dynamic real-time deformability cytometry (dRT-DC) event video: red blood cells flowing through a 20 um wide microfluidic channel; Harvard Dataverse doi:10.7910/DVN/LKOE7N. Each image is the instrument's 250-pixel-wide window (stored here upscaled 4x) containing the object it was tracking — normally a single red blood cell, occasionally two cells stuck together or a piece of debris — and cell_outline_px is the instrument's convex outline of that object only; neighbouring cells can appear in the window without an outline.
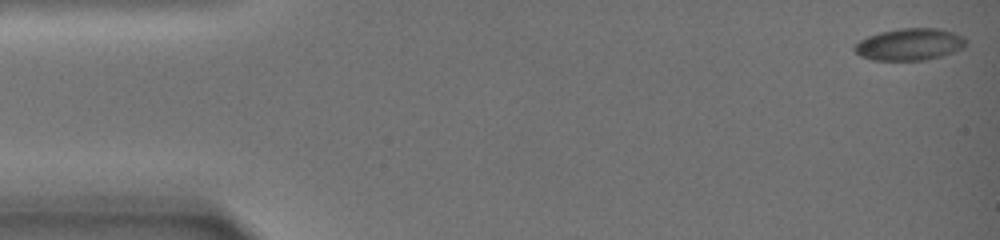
{"species": "common noctule bat (a hibernating species)", "species_latin": "Nyctalus noctula", "temperature_condition": "warm", "stored_images_in_passage": 12, "camera_frame_rate_fps": 3000, "um_per_image_px": 0.085, "animal": {"sex": "female", "body_mass_g": 19.0, "forearm_length_mm": 51.5}, "frame": {"image": 1, "passage_image": 1, "time_ms": 0.0, "image_size_px": [1000, 240], "cell_outline_px": [[968, 44], [964, 48], [940, 56], [924, 60], [872, 60], [860, 56], [852, 48], [860, 40], [868, 36], [880, 32], [900, 28], [940, 28], [964, 36], [968, 40]], "centroid_in_image_um": [77.34, 3.76], "position_along_channel_um": 7.7, "area_um2": 20.87}}
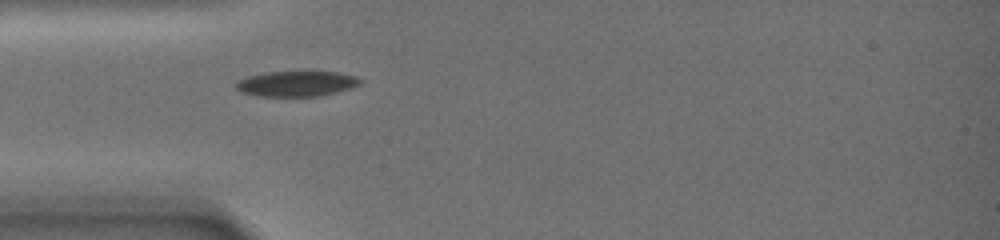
{"frame": {"image": 2, "passage_image": 9, "time_ms": 7.0, "image_size_px": [1000, 240], "cell_outline_px": [[364, 80], [360, 84], [352, 88], [320, 96], [256, 96], [244, 92], [236, 88], [232, 84], [236, 80], [248, 76], [264, 72], [304, 68], [340, 72], [356, 76]], "centroid_in_image_um": [25.23, 7.05], "position_along_channel_um": 59.8, "area_um2": 19.65}}
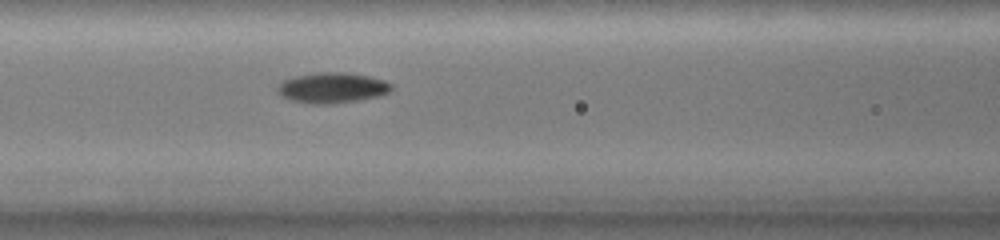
{"frame": {"image": 3, "passage_image": 12, "time_ms": 10.0, "image_size_px": [1000, 240], "cell_outline_px": [[392, 88], [388, 92], [380, 96], [332, 104], [312, 104], [288, 100], [276, 88], [284, 80], [296, 76], [316, 72], [344, 72], [368, 76], [384, 80], [392, 84]], "centroid_in_image_um": [28.25, 7.46], "position_along_channel_um": 138.4, "area_um2": 20.11}}